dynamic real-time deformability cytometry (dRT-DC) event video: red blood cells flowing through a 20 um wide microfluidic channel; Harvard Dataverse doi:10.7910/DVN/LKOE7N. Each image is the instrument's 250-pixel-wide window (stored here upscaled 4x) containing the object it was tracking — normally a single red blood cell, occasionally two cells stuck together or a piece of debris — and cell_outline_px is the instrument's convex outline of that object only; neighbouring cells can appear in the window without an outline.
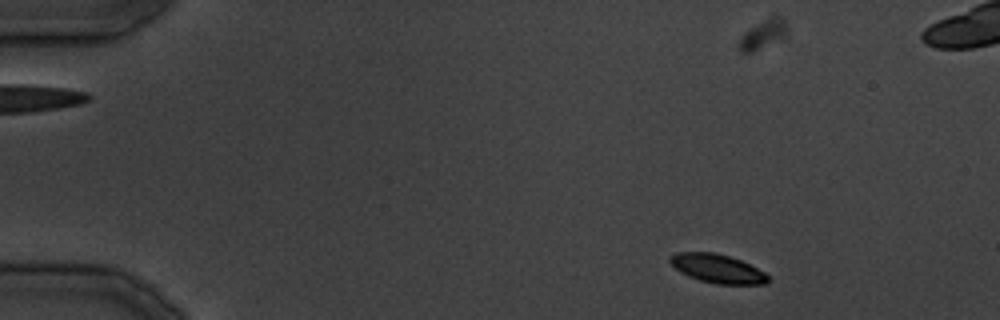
{"species": "common noctule bat (a hibernating species)", "species_latin": "Nyctalus noctula", "temperature_condition": "cold", "stored_images_in_passage": 12, "camera_frame_rate_fps": 3000, "um_per_image_px": 0.085, "animal": {"sex": "male", "body_mass_g": 19.5, "forearm_length_mm": 54.6}, "frame": {"image": 1, "passage_image": 3, "time_ms": 2.333, "image_size_px": [1000, 320], "cell_outline_px": [[768, 280], [764, 284], [716, 284], [700, 280], [688, 276], [680, 272], [668, 260], [668, 256], [676, 252], [716, 252], [740, 260], [764, 272], [768, 276]], "centroid_in_image_um": [60.93, 22.82], "position_along_channel_um": 24.1, "area_um2": 16.3}}